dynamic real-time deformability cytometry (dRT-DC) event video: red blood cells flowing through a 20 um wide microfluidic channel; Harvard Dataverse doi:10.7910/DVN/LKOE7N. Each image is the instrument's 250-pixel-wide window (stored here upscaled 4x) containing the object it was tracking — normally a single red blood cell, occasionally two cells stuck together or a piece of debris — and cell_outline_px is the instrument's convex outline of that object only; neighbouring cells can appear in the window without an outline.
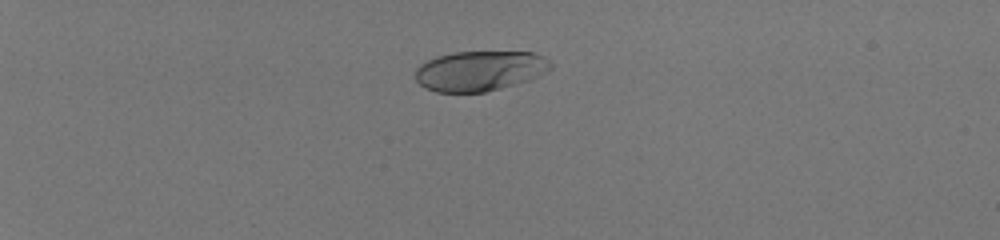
{"species": "human", "species_latin": "Homo sapiens", "temperature_condition": "room temperature", "stored_images_in_passage": 6, "camera_frame_rate_fps": 3000, "um_per_image_px": 0.085, "donor": {"sex": "male"}, "frame": {"image": 1, "passage_image": 1, "time_ms": 0.0, "image_size_px": [1000, 240], "cell_outline_px": [[552, 68], [528, 80], [500, 88], [484, 92], [436, 92], [424, 88], [416, 80], [416, 68], [420, 64], [436, 56], [452, 52], [532, 52], [544, 56], [552, 64]], "centroid_in_image_um": [40.75, 6.01], "position_along_channel_um": 44.2, "area_um2": 31.5}}